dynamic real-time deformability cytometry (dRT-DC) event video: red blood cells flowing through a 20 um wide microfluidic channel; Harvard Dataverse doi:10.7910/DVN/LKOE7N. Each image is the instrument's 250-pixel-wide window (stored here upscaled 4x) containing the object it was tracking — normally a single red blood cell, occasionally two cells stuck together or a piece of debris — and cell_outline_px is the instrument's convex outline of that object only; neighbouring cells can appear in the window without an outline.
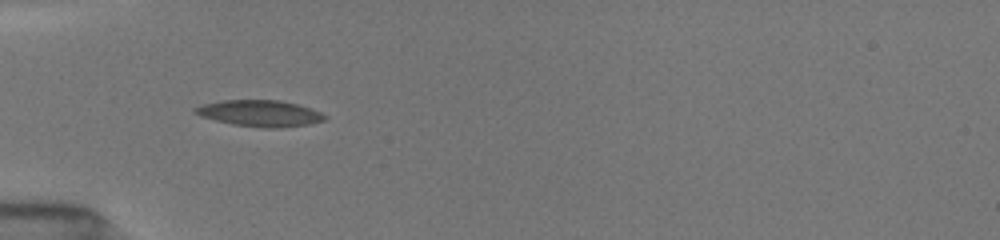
{"species": "common noctule bat (a hibernating species)", "species_latin": "Nyctalus noctula", "temperature_condition": "room temperature", "stored_images_in_passage": 9, "camera_frame_rate_fps": 3000, "um_per_image_px": 0.085, "animal": {"sex": "female", "body_mass_g": 19.5, "forearm_length_mm": 54.1}, "frame": {"image": 1, "passage_image": 8, "time_ms": 5.333, "image_size_px": [1000, 240], "cell_outline_px": [[328, 116], [324, 120], [308, 124], [280, 128], [264, 128], [232, 124], [200, 116], [192, 112], [192, 108], [204, 104], [224, 100], [280, 100], [312, 108]], "centroid_in_image_um": [22.08, 9.63], "position_along_channel_um": 62.9, "area_um2": 19.88}}
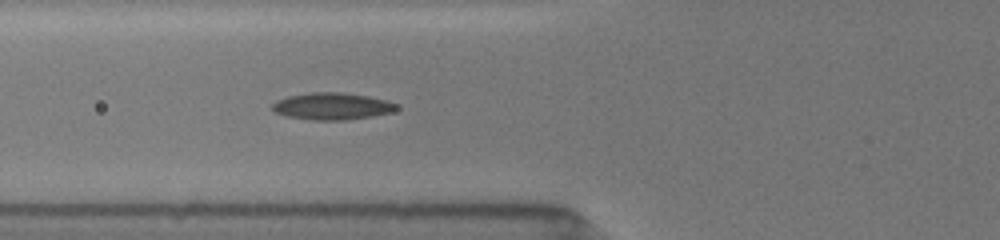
{"frame": {"image": 2, "passage_image": 9, "time_ms": 6.333, "image_size_px": [1000, 240], "cell_outline_px": [[400, 108], [392, 112], [372, 116], [344, 120], [312, 120], [288, 116], [276, 112], [272, 108], [272, 104], [276, 100], [288, 96], [312, 92], [344, 92], [368, 96], [388, 100], [400, 104]], "centroid_in_image_um": [28.29, 9.02], "position_along_channel_um": 97.5, "area_um2": 19.65}}